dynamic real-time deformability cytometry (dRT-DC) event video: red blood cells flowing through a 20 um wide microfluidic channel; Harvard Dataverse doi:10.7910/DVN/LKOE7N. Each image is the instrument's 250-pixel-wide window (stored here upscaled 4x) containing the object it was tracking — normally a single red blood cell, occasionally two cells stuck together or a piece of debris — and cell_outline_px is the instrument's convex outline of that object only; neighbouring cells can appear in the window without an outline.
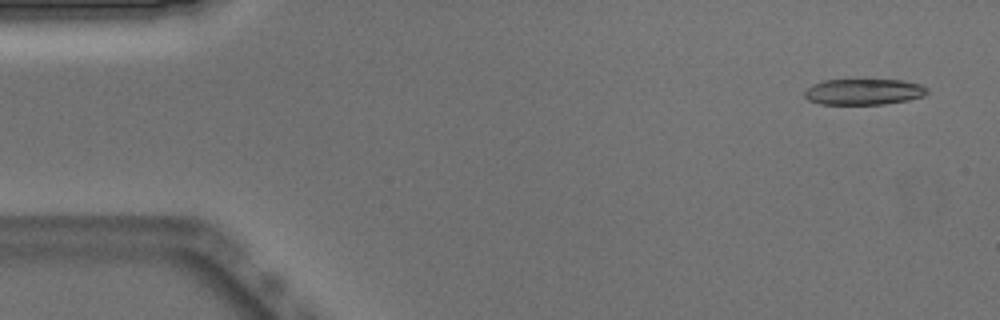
{"species": "Egyptian fruit bat (a non-hibernating species)", "species_latin": "Rousettus aegyptiacus", "temperature_condition": "warm", "stored_images_in_passage": 51, "camera_frame_rate_fps": 3000, "um_per_image_px": 0.085, "animal": {"sex": "male"}, "frame": {"image": 1, "passage_image": 3, "time_ms": 0.667, "image_size_px": [1000, 320], "cell_outline_px": [[928, 92], [924, 96], [908, 100], [884, 104], [820, 104], [808, 100], [804, 96], [804, 92], [812, 84], [824, 80], [900, 80], [920, 84], [928, 88]], "centroid_in_image_um": [73.41, 7.8], "position_along_channel_um": 11.6, "area_um2": 18.55}}
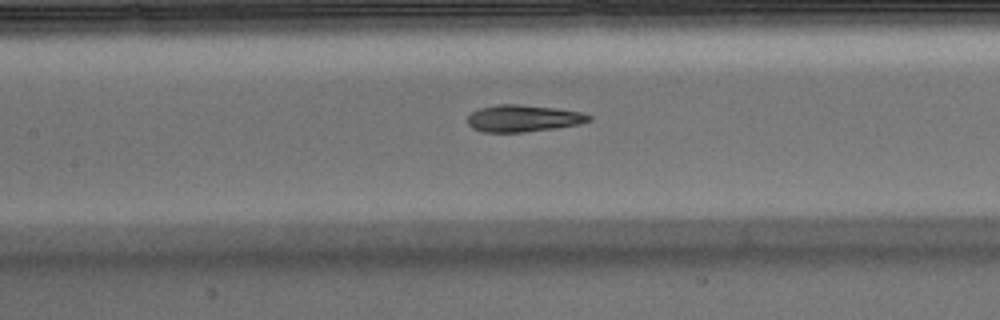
{"frame": {"image": 2, "passage_image": 23, "time_ms": 7.333, "image_size_px": [1000, 320], "cell_outline_px": [[592, 120], [580, 124], [556, 128], [524, 132], [484, 132], [472, 128], [468, 124], [468, 116], [472, 112], [480, 108], [496, 104], [520, 104], [556, 108], [580, 112], [592, 116]], "centroid_in_image_um": [44.48, 10.06], "position_along_channel_um": 162.9, "area_um2": 19.07}}
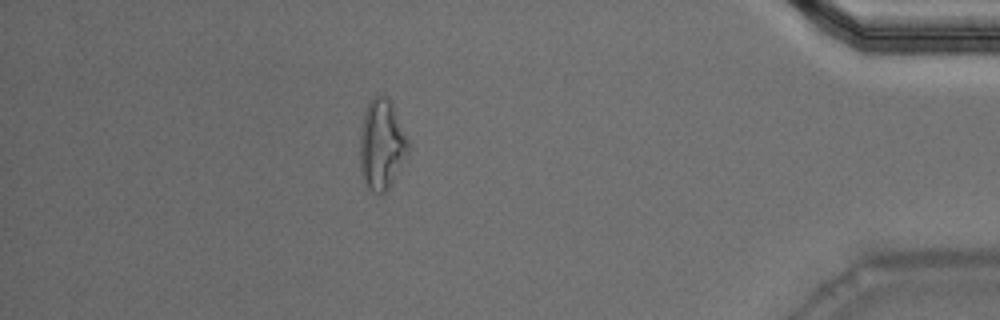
{"frame": {"image": 3, "passage_image": 45, "time_ms": 14.667, "image_size_px": [1000, 320], "cell_outline_px": [[408, 152], [388, 188], [384, 192], [376, 192], [368, 188], [364, 184], [360, 176], [360, 128], [364, 112], [372, 96], [388, 96], [392, 104], [408, 140]], "centroid_in_image_um": [32.4, 12.27], "position_along_channel_um": 402.8, "area_um2": 25.14}, "authors_computed_cell_mechanics": {"area_um2": 19.7098, "velocity_mm_per_s": 3.9021, "shape_relaxation_time_tau1_ms": 7.5279, "shape_relaxation_time_tau2_ms": 1.7802, "deformation_change_tau1": 0.2709, "deformation_change_tau2": 0.097}}